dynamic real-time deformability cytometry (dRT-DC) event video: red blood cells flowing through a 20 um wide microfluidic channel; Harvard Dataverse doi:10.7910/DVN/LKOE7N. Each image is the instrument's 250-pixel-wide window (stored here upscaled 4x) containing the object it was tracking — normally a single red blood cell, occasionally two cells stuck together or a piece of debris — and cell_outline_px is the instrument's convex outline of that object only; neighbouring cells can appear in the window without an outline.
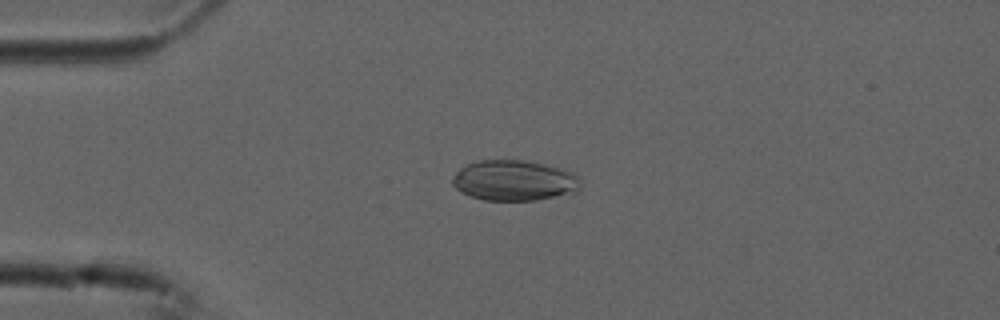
{"species": "common noctule bat (a hibernating species)", "species_latin": "Nyctalus noctula", "temperature_condition": "cold", "stored_images_in_passage": 5, "camera_frame_rate_fps": 3000, "um_per_image_px": 0.085, "animal": {"sex": "male", "forearm_length_mm": 52.5}, "frame": {"image": 1, "passage_image": 4, "time_ms": 1.0, "image_size_px": [1000, 320], "cell_outline_px": [[580, 188], [576, 192], [536, 200], [484, 200], [460, 192], [452, 184], [452, 176], [464, 164], [480, 160], [524, 160], [564, 168], [580, 176]], "centroid_in_image_um": [43.71, 15.33], "position_along_channel_um": 41.3, "area_um2": 30.52}}